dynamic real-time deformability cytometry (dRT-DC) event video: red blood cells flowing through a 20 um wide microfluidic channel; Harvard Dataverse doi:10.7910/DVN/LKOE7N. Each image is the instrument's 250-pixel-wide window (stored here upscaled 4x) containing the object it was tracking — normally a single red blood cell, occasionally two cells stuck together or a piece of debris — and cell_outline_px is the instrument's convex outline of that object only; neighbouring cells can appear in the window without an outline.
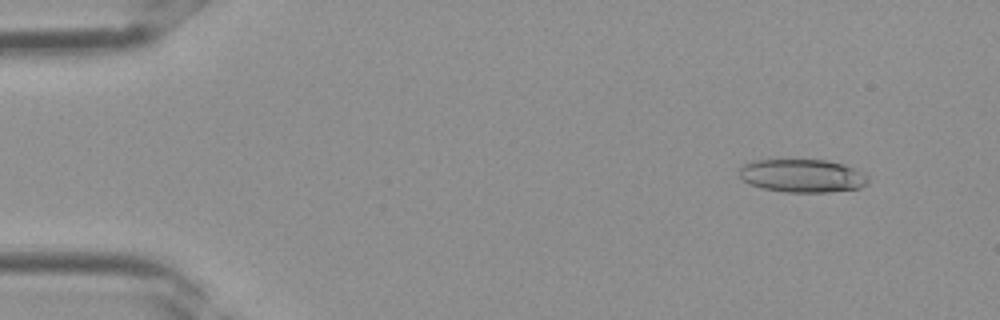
{"species": "Egyptian fruit bat (a non-hibernating species)", "species_latin": "Rousettus aegyptiacus", "temperature_condition": "room temperature", "stored_images_in_passage": 37, "camera_frame_rate_fps": 3000, "um_per_image_px": 0.085, "frame": {"image": 1, "passage_image": 4, "time_ms": 1.0, "image_size_px": [1000, 320], "cell_outline_px": [[868, 184], [860, 188], [828, 192], [784, 192], [764, 188], [748, 184], [740, 176], [740, 164], [752, 160], [780, 156], [828, 160], [852, 168], [868, 176]], "centroid_in_image_um": [68.11, 14.88], "position_along_channel_um": 16.9, "area_um2": 25.95}}
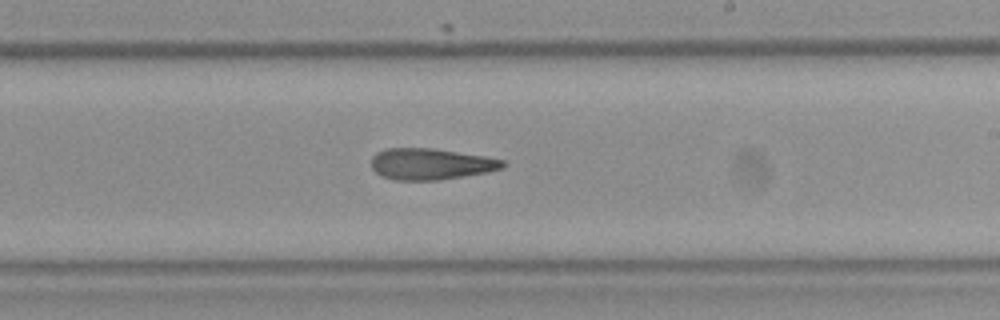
{"frame": {"image": 2, "passage_image": 22, "time_ms": 7.0, "image_size_px": [1000, 320], "cell_outline_px": [[508, 164], [504, 168], [488, 172], [440, 180], [396, 180], [380, 176], [372, 168], [372, 156], [376, 152], [388, 148], [432, 148], [484, 156], [504, 160]], "centroid_in_image_um": [36.63, 13.94], "position_along_channel_um": 252.4, "area_um2": 24.1}}
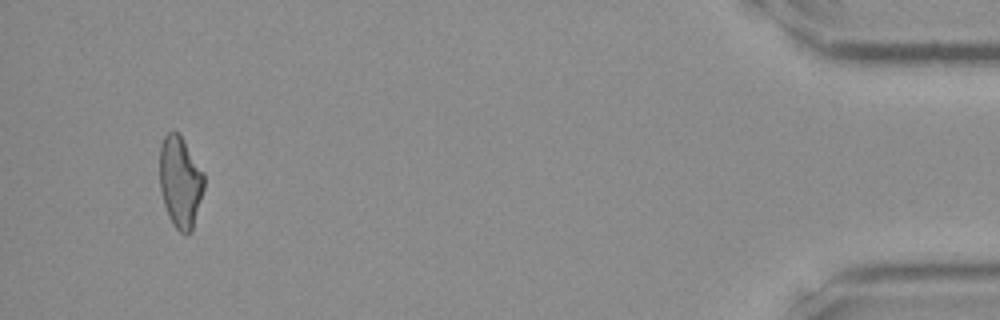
{"frame": {"image": 3, "passage_image": 35, "time_ms": 11.333, "image_size_px": [1000, 320], "cell_outline_px": [[204, 188], [192, 232], [188, 236], [184, 236], [172, 224], [168, 216], [160, 192], [160, 144], [164, 136], [168, 132], [176, 132], [180, 136], [204, 172]], "centroid_in_image_um": [15.32, 15.53], "position_along_channel_um": 419.9, "area_um2": 23.76}}